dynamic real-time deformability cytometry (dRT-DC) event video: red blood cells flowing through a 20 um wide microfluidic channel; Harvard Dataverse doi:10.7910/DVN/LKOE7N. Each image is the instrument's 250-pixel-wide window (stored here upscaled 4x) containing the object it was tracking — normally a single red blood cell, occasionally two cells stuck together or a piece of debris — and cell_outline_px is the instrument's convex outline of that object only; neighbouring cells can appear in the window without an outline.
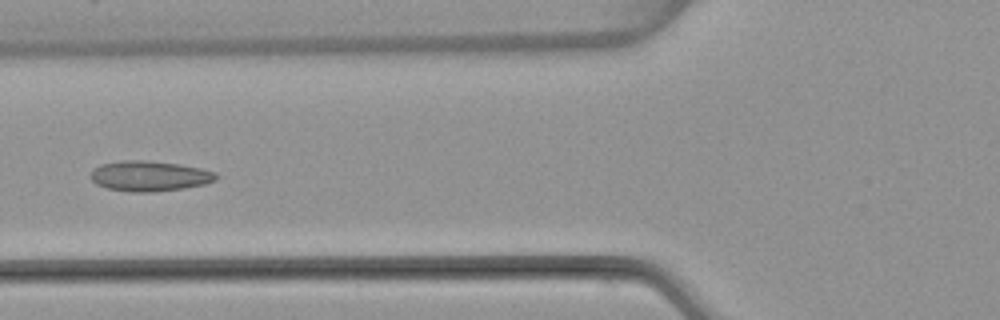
{"species": "common noctule bat (a hibernating species)", "species_latin": "Nyctalus noctula", "temperature_condition": "warm", "stored_images_in_passage": 5, "camera_frame_rate_fps": 3000, "um_per_image_px": 0.085, "animal": {"sex": "female", "body_mass_g": 22.7, "forearm_length_mm": 54.2}, "frame": {"image": 1, "passage_image": 5, "time_ms": 5.0, "image_size_px": [1000, 320], "cell_outline_px": [[220, 176], [216, 180], [204, 184], [184, 188], [152, 192], [132, 192], [108, 188], [96, 184], [88, 176], [100, 164], [124, 160], [148, 160], [180, 164], [200, 168], [216, 172]], "centroid_in_image_um": [12.73, 14.95], "position_along_channel_um": 113.1, "area_um2": 22.25}}